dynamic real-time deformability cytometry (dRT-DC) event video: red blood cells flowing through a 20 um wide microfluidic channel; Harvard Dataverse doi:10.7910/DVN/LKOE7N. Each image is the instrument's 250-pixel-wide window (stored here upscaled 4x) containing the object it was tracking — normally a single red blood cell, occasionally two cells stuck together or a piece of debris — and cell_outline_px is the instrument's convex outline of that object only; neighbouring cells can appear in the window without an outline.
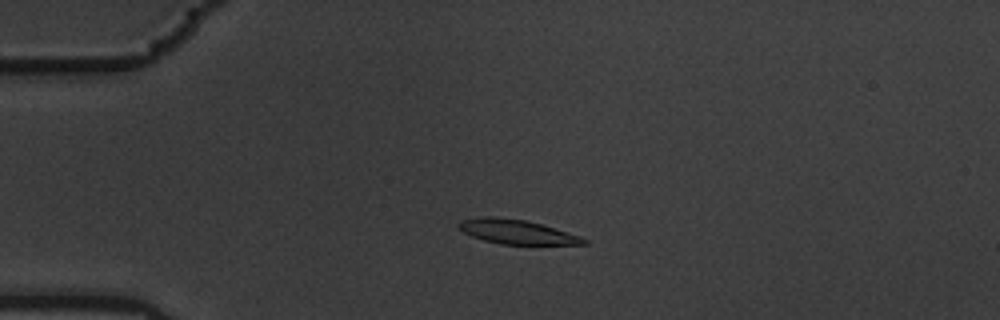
{"species": "common noctule bat (a hibernating species)", "species_latin": "Nyctalus noctula", "temperature_condition": "warm", "stored_images_in_passage": 47, "camera_frame_rate_fps": 3000, "um_per_image_px": 0.085, "animal": {"sex": "male", "body_mass_g": 19.5, "forearm_length_mm": 54.6}, "frame": {"image": 1, "passage_image": 3, "time_ms": 0.667, "image_size_px": [1000, 320], "cell_outline_px": [[588, 244], [500, 244], [484, 240], [472, 236], [464, 232], [456, 224], [460, 220], [484, 216], [492, 216], [524, 220], [540, 224], [580, 236], [588, 240]], "centroid_in_image_um": [43.89, 19.7], "position_along_channel_um": 41.1, "area_um2": 17.46}}
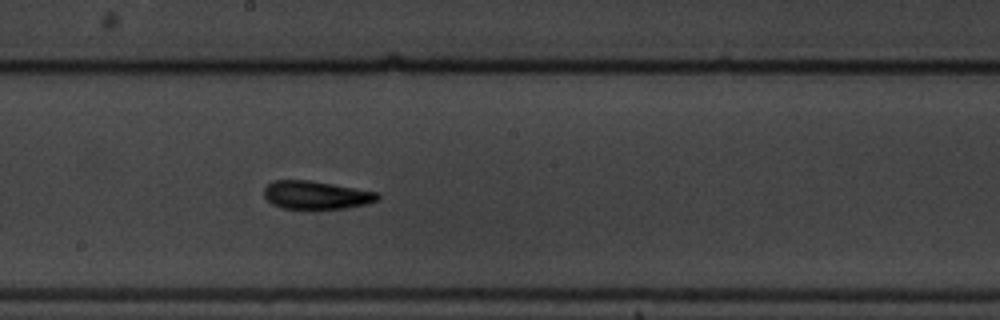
{"frame": {"image": 2, "passage_image": 21, "time_ms": 6.667, "image_size_px": [1000, 320], "cell_outline_px": [[380, 200], [368, 204], [348, 208], [280, 208], [272, 204], [264, 196], [264, 188], [272, 180], [308, 180], [380, 192]], "centroid_in_image_um": [26.91, 16.57], "position_along_channel_um": 221.3, "area_um2": 18.73}}
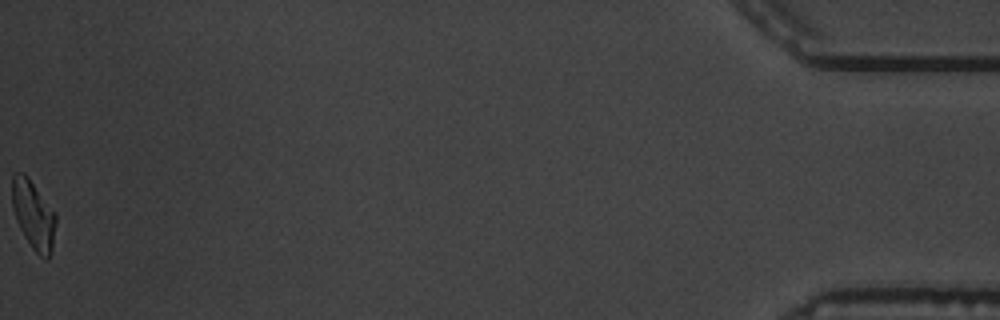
{"frame": {"image": 3, "passage_image": 47, "time_ms": 15.333, "image_size_px": [1000, 320], "cell_outline_px": [[56, 224], [52, 252], [48, 260], [44, 260], [32, 248], [24, 236], [16, 220], [12, 208], [12, 172], [24, 172], [28, 176], [56, 216]], "centroid_in_image_um": [2.83, 18.28], "position_along_channel_um": 432.4, "area_um2": 17.57}, "authors_computed_cell_mechanics": {"area_um2": 18.207, "velocity_mm_per_s": 3.5389, "shape_relaxation_time_tau1_ms": 5.4908, "shape_relaxation_time_tau2_ms": 4.9126, "deformation_change_tau1": 0.2059, "deformation_change_tau2": 0.1293}}